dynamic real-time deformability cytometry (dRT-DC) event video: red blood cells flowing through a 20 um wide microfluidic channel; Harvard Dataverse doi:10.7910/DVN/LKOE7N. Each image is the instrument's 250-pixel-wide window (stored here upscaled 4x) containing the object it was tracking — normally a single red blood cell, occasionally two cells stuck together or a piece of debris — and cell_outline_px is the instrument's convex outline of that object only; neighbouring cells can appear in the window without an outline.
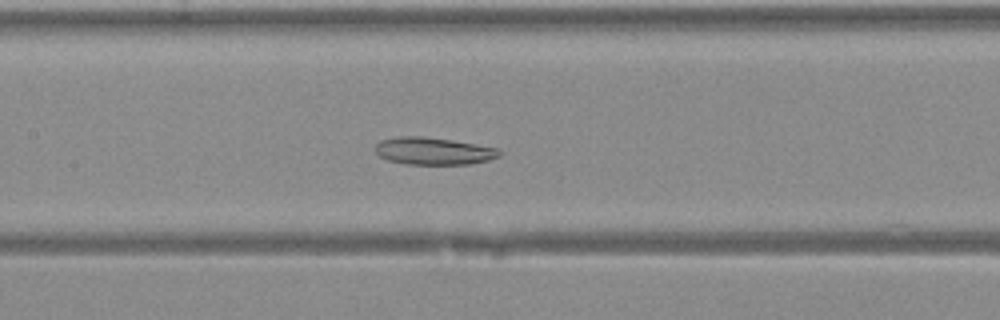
{"species": "Egyptian fruit bat (a non-hibernating species)", "species_latin": "Rousettus aegyptiacus", "temperature_condition": "warm", "stored_images_in_passage": 42, "camera_frame_rate_fps": 3000, "um_per_image_px": 0.085, "animal": {"sex": "female"}, "frame": {"image": 1, "passage_image": 21, "time_ms": 6.667, "image_size_px": [1000, 320], "cell_outline_px": [[504, 152], [500, 156], [488, 160], [468, 164], [404, 164], [388, 160], [380, 156], [376, 152], [376, 144], [380, 140], [400, 136], [424, 136], [452, 140], [500, 148]], "centroid_in_image_um": [36.88, 12.83], "position_along_channel_um": 170.5, "area_um2": 19.88}}
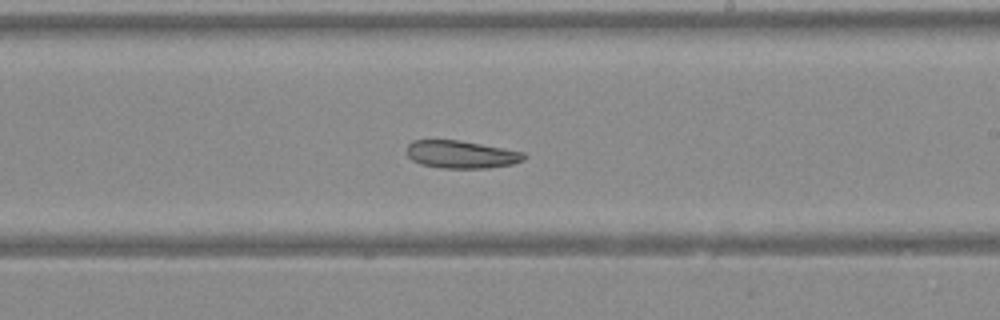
{"frame": {"image": 2, "passage_image": 26, "time_ms": 8.333, "image_size_px": [1000, 320], "cell_outline_px": [[528, 156], [524, 160], [512, 164], [488, 168], [444, 168], [420, 164], [412, 160], [408, 156], [408, 144], [412, 140], [460, 140], [524, 152]], "centroid_in_image_um": [39.23, 13.13], "position_along_channel_um": 249.8, "area_um2": 18.9}}
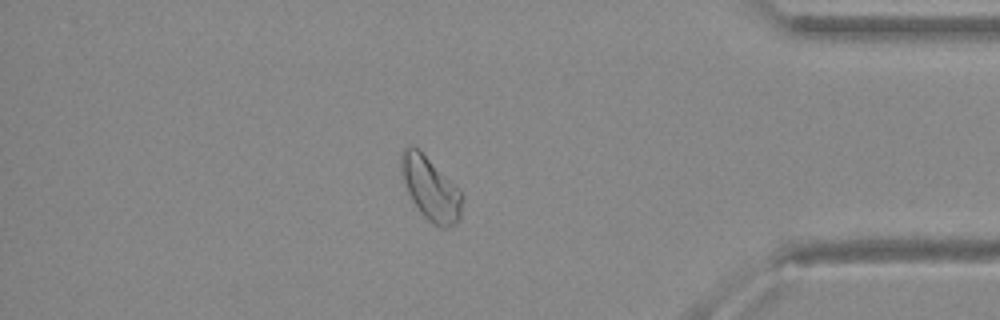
{"frame": {"image": 3, "passage_image": 37, "time_ms": 12.0, "image_size_px": [1000, 320], "cell_outline_px": [[464, 196], [460, 216], [456, 224], [448, 228], [440, 228], [432, 224], [420, 212], [412, 200], [404, 184], [400, 172], [400, 152], [404, 148], [416, 148]], "centroid_in_image_um": [36.57, 16.11], "position_along_channel_um": 398.6, "area_um2": 21.85}}